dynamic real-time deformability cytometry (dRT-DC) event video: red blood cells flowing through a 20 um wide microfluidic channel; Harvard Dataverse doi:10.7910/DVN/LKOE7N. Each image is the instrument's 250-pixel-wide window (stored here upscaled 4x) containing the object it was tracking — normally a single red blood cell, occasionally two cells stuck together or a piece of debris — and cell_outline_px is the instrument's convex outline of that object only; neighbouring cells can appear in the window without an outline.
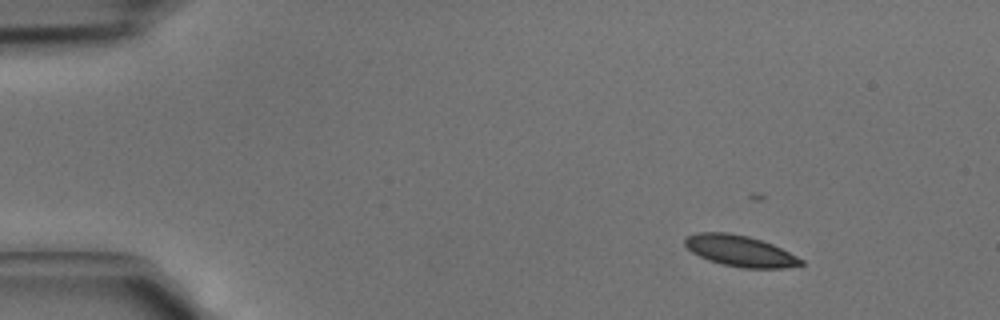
{"species": "common noctule bat (a hibernating species)", "species_latin": "Nyctalus noctula", "temperature_condition": "cold", "stored_images_in_passage": 3, "camera_frame_rate_fps": 3000, "um_per_image_px": 0.085, "animal": {"sex": "male", "body_mass_g": 15.6}, "frame": {"image": 1, "passage_image": 1, "time_ms": 0.0, "image_size_px": [1000, 320], "cell_outline_px": [[804, 264], [784, 268], [744, 268], [724, 264], [708, 260], [692, 252], [684, 244], [684, 236], [696, 232], [728, 232], [748, 236], [772, 244], [804, 260]], "centroid_in_image_um": [62.87, 21.31], "position_along_channel_um": 22.1, "area_um2": 20.92}}
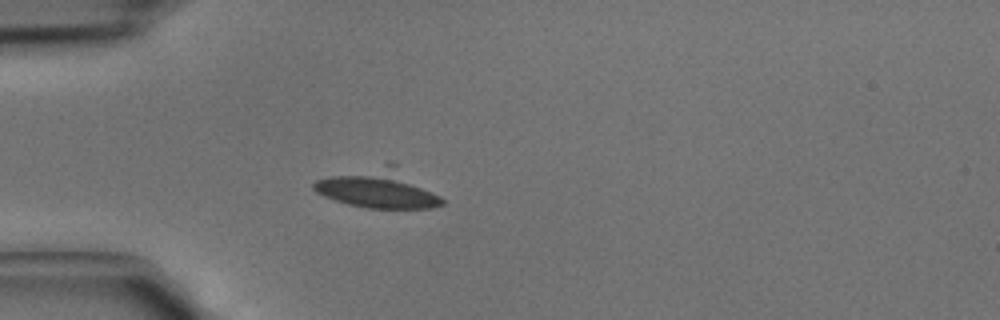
{"frame": {"image": 2, "passage_image": 3, "time_ms": 0.667, "image_size_px": [1000, 320], "cell_outline_px": [[444, 204], [432, 208], [368, 208], [348, 204], [324, 196], [316, 192], [312, 188], [312, 184], [316, 180], [332, 176], [388, 164], [396, 164], [440, 196], [444, 200]], "centroid_in_image_um": [32.19, 16.06], "position_along_channel_um": 52.8, "area_um2": 28.15}}